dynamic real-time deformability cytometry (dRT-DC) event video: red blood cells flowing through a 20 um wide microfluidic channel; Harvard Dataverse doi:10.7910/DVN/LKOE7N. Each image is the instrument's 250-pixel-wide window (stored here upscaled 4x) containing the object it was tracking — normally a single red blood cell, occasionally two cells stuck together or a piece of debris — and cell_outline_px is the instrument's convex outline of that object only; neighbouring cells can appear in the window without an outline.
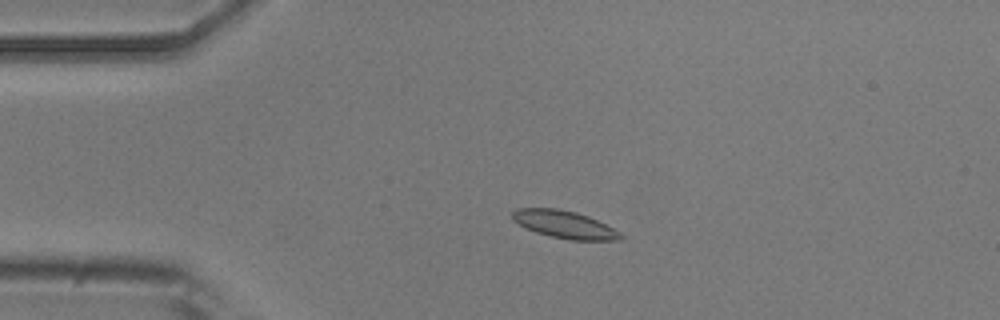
{"species": "common noctule bat (a hibernating species)", "species_latin": "Nyctalus noctula", "temperature_condition": "room temperature", "stored_images_in_passage": 4, "camera_frame_rate_fps": 3000, "um_per_image_px": 0.085, "animal": {"sex": "male", "body_mass_g": 20.5, "forearm_length_mm": 52.5}, "frame": {"image": 1, "passage_image": 3, "time_ms": 2.333, "image_size_px": [1000, 320], "cell_outline_px": [[624, 240], [568, 240], [536, 232], [512, 220], [512, 212], [516, 208], [556, 208], [576, 212], [588, 216], [620, 232], [624, 236]], "centroid_in_image_um": [47.99, 19.08], "position_along_channel_um": 37.0, "area_um2": 17.22}}